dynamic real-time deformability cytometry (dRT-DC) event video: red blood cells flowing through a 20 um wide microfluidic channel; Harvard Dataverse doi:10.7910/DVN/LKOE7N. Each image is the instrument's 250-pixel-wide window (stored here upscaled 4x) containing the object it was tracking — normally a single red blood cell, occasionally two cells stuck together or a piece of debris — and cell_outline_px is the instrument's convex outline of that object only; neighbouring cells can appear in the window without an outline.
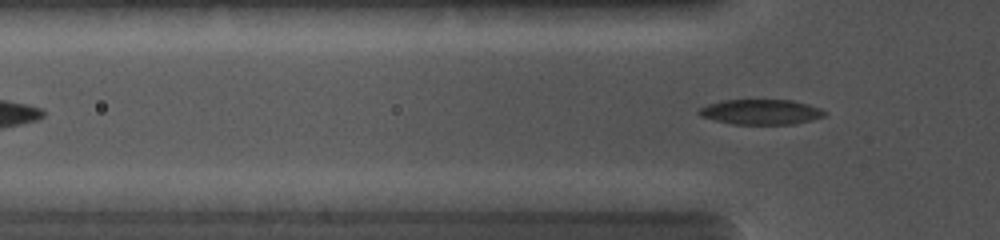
{"species": "common noctule bat (a hibernating species)", "species_latin": "Nyctalus noctula", "temperature_condition": "cold", "stored_images_in_passage": 51, "camera_frame_rate_fps": 5000, "um_per_image_px": 0.085, "animal": {"sex": "female", "body_mass_g": 19.0, "forearm_length_mm": 56.7}, "frame": {"image": 1, "passage_image": 12, "time_ms": 2.8, "image_size_px": [1000, 240], "cell_outline_px": [[828, 112], [824, 116], [812, 120], [792, 124], [732, 124], [700, 116], [696, 112], [700, 108], [708, 104], [724, 100], [792, 100], [808, 104], [820, 108]], "centroid_in_image_um": [64.69, 9.51], "position_along_channel_um": 61.1, "area_um2": 18.38}}
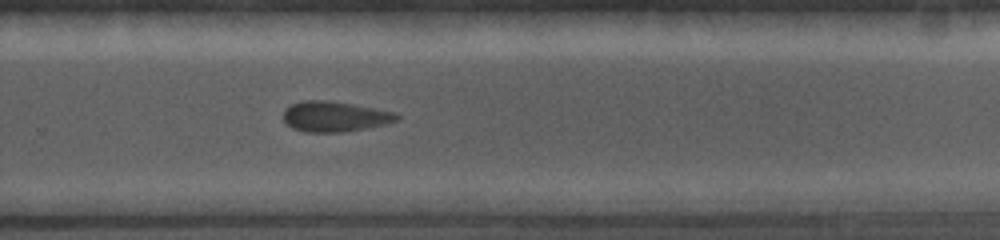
{"frame": {"image": 2, "passage_image": 32, "time_ms": 8.2, "image_size_px": [1000, 240], "cell_outline_px": [[400, 120], [388, 124], [368, 128], [340, 132], [304, 132], [292, 128], [284, 124], [284, 108], [292, 104], [304, 100], [324, 100], [352, 104], [396, 112], [400, 116]], "centroid_in_image_um": [28.47, 9.91], "position_along_channel_um": 301.3, "area_um2": 20.29}}
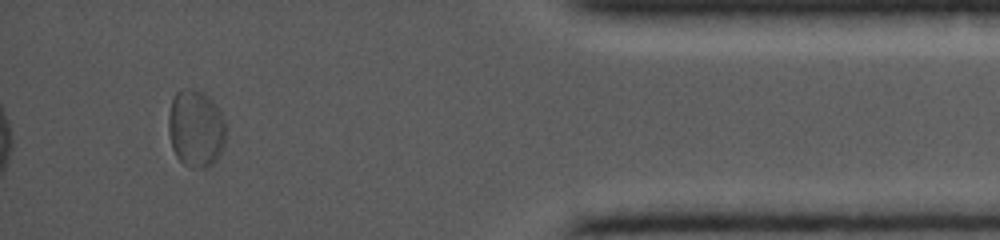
{"frame": {"image": 3, "passage_image": 50, "time_ms": 11.6, "image_size_px": [1000, 240], "cell_outline_px": [[224, 144], [216, 160], [208, 168], [192, 168], [184, 164], [176, 156], [172, 148], [168, 132], [168, 116], [172, 100], [176, 92], [192, 88], [204, 92], [216, 104], [224, 120]], "centroid_in_image_um": [16.63, 10.93], "position_along_channel_um": 418.6, "area_um2": 25.89}}